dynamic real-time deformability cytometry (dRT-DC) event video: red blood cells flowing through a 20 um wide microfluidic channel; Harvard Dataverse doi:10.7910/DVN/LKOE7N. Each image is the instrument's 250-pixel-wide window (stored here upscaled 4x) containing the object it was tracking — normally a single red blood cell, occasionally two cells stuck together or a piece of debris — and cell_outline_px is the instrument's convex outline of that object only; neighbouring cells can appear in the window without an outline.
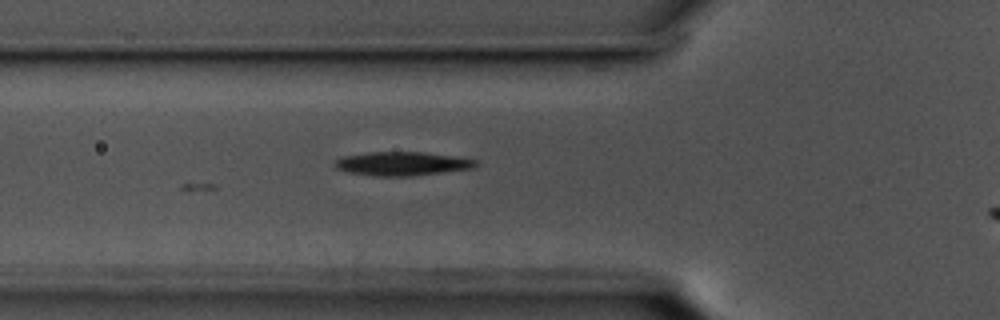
{"species": "common noctule bat (a hibernating species)", "species_latin": "Nyctalus noctula", "temperature_condition": "cold", "stored_images_in_passage": 10, "camera_frame_rate_fps": 3000, "um_per_image_px": 0.085, "animal": {"sex": "male", "body_mass_g": 17.5, "forearm_length_mm": 52.3}, "frame": {"image": 1, "passage_image": 10, "time_ms": 3.0, "image_size_px": [1000, 320], "cell_outline_px": [[476, 168], [408, 176], [372, 176], [348, 172], [336, 168], [336, 160], [340, 156], [368, 152], [424, 152], [476, 160]], "centroid_in_image_um": [34.13, 13.91], "position_along_channel_um": 91.7, "area_um2": 19.36}}